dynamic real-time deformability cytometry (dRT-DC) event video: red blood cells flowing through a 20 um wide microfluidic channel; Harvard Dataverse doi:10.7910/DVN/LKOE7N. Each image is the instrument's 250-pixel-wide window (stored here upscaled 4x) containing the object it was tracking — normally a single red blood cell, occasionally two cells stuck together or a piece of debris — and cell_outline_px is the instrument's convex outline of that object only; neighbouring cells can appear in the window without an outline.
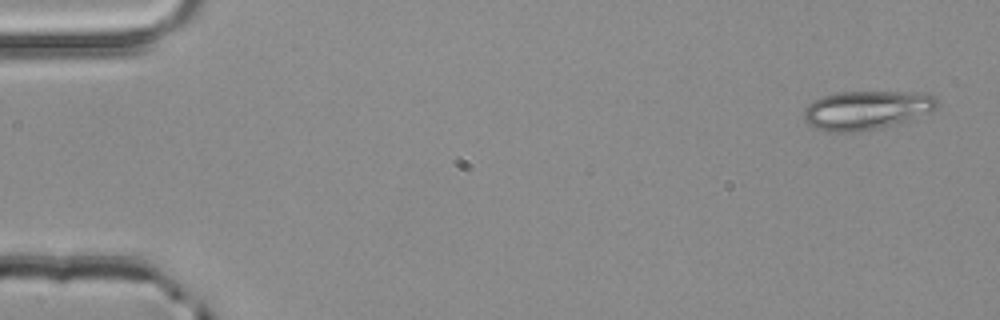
{"species": "common noctule bat (a hibernating species)", "species_latin": "Nyctalus noctula", "temperature_condition": "room temperature", "stored_images_in_passage": 5, "camera_frame_rate_fps": 3000, "um_per_image_px": 0.085, "animal": {"sex": "male", "body_mass_g": 20.4}, "frame": {"image": 1, "passage_image": 1, "time_ms": 0.0, "image_size_px": [1000, 320], "cell_outline_px": [[940, 108], [908, 120], [880, 128], [856, 132], [824, 132], [808, 124], [804, 120], [804, 108], [808, 104], [824, 96], [840, 92], [924, 92], [936, 96], [940, 104]], "centroid_in_image_um": [73.69, 9.36], "position_along_channel_um": 11.3, "area_um2": 30.46}}
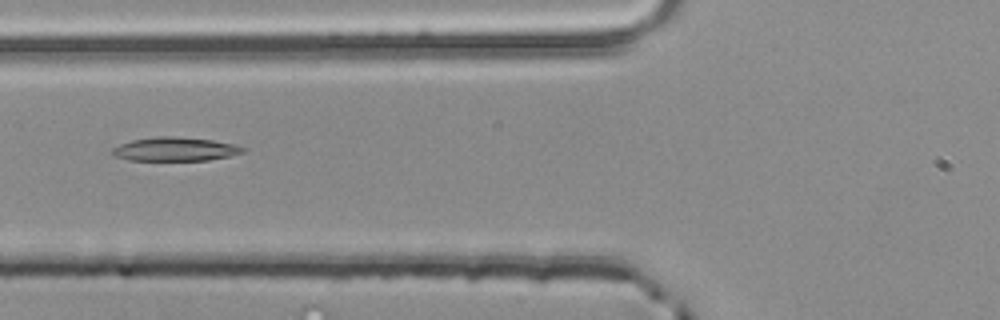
{"frame": {"image": 2, "passage_image": 5, "time_ms": 1.333, "image_size_px": [1000, 320], "cell_outline_px": [[248, 148], [244, 152], [228, 156], [208, 160], [128, 160], [116, 156], [112, 152], [112, 148], [120, 144], [132, 140], [156, 136], [172, 136], [212, 140], [232, 144]], "centroid_in_image_um": [14.89, 12.67], "position_along_channel_um": 110.9, "area_um2": 17.92}}